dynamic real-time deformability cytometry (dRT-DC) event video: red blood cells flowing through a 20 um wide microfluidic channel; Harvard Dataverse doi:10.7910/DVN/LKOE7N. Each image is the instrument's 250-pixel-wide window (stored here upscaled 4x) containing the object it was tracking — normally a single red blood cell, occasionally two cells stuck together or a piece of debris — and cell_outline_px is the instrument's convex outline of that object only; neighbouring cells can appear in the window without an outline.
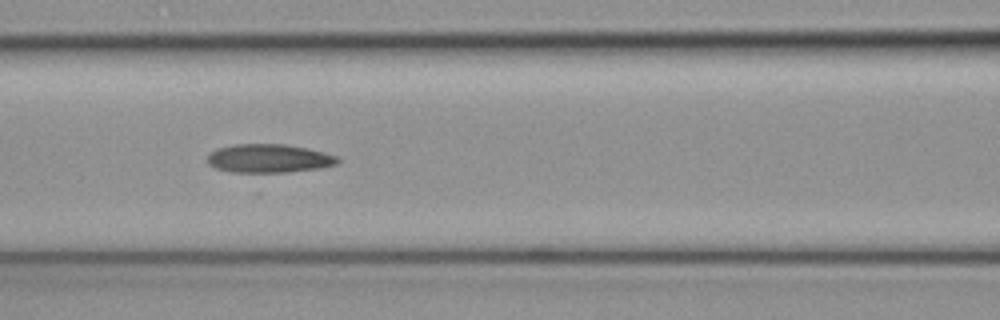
{"species": "common noctule bat (a hibernating species)", "species_latin": "Nyctalus noctula", "temperature_condition": "cold", "stored_images_in_passage": 8, "camera_frame_rate_fps": 3000, "um_per_image_px": 0.085, "animal": {"sex": "female", "body_mass_g": 19.3, "forearm_length_mm": 54.1}, "frame": {"image": 1, "passage_image": 5, "time_ms": 1.333, "image_size_px": [1000, 320], "cell_outline_px": [[340, 160], [336, 164], [320, 168], [260, 176], [256, 176], [232, 172], [216, 168], [208, 164], [208, 156], [216, 148], [236, 144], [284, 144], [324, 152], [336, 156]], "centroid_in_image_um": [22.82, 13.52], "position_along_channel_um": 143.8, "area_um2": 22.43}}